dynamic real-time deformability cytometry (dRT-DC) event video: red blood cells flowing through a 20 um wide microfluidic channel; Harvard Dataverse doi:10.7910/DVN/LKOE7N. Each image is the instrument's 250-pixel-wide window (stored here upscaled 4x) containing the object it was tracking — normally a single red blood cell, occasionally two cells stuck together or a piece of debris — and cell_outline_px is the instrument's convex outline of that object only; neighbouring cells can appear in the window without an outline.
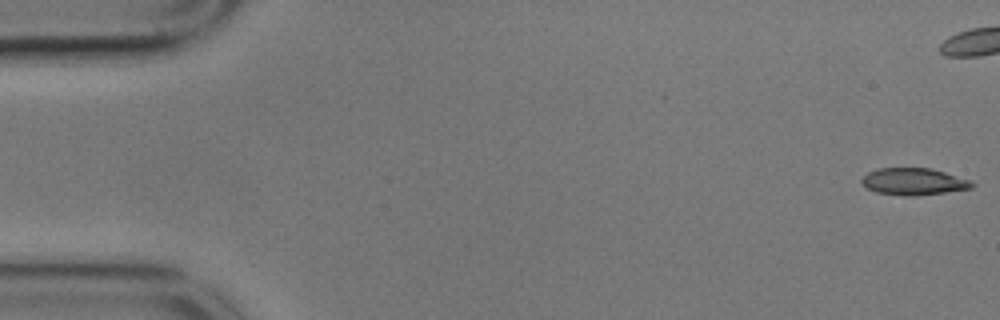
{"species": "common noctule bat (a hibernating species)", "species_latin": "Nyctalus noctula", "temperature_condition": "cold", "stored_images_in_passage": 13, "camera_frame_rate_fps": 3000, "um_per_image_px": 0.085, "animal": {"sex": "male", "body_mass_g": 17.9}, "frame": {"image": 1, "passage_image": 1, "time_ms": 0.0, "image_size_px": [1000, 320], "cell_outline_px": [[976, 184], [972, 188], [916, 196], [904, 196], [876, 192], [868, 188], [860, 180], [868, 172], [880, 168], [928, 168], [944, 172], [972, 180]], "centroid_in_image_um": [77.69, 15.43], "position_along_channel_um": 7.3, "area_um2": 17.22}}